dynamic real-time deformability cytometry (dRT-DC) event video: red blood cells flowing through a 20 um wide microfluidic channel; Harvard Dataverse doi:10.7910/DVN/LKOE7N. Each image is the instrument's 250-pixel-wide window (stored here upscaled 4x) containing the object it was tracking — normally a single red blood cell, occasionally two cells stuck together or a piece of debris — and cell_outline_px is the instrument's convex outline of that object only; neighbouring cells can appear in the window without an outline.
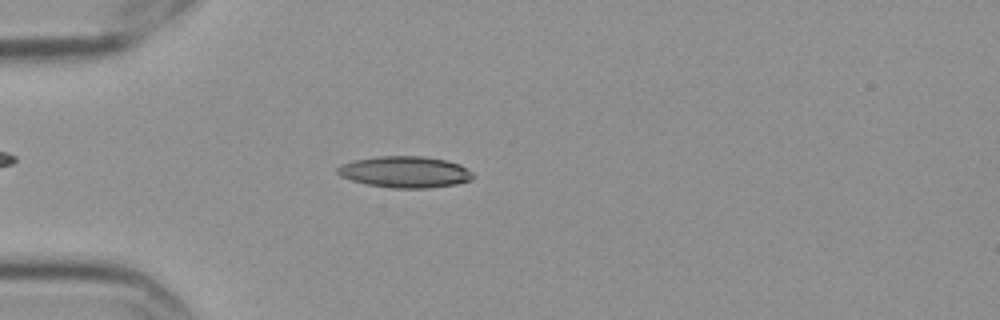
{"species": "Egyptian fruit bat (a non-hibernating species)", "species_latin": "Rousettus aegyptiacus", "temperature_condition": "cold", "stored_images_in_passage": 4, "camera_frame_rate_fps": 3000, "um_per_image_px": 0.085, "frame": {"image": 1, "passage_image": 3, "time_ms": 0.667, "image_size_px": [1000, 320], "cell_outline_px": [[472, 176], [468, 180], [456, 184], [428, 188], [392, 188], [368, 184], [352, 180], [340, 176], [336, 172], [336, 168], [344, 164], [356, 160], [376, 156], [424, 156], [448, 160], [460, 164], [472, 172]], "centroid_in_image_um": [34.43, 14.61], "position_along_channel_um": 50.6, "area_um2": 24.62}}